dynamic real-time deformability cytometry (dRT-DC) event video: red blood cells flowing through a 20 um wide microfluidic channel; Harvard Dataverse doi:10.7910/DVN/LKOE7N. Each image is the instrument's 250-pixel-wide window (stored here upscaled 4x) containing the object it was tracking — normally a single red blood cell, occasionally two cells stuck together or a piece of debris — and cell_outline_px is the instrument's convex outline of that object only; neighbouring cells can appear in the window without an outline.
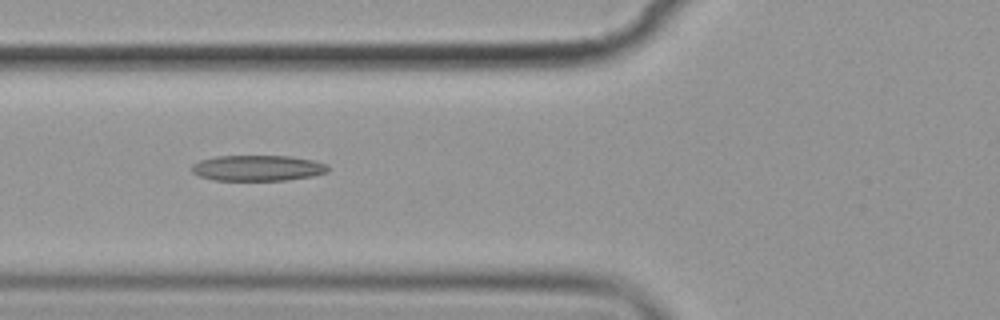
{"species": "common noctule bat (a hibernating species)", "species_latin": "Nyctalus noctula", "temperature_condition": "cold", "stored_images_in_passage": 9, "camera_frame_rate_fps": 3000, "um_per_image_px": 0.085, "animal": {"sex": "female", "body_mass_g": 19.9}, "frame": {"image": 1, "passage_image": 6, "time_ms": 6.0, "image_size_px": [1000, 320], "cell_outline_px": [[328, 172], [312, 176], [288, 180], [212, 180], [200, 176], [192, 172], [192, 164], [200, 160], [216, 156], [288, 156], [312, 160], [328, 164]], "centroid_in_image_um": [21.9, 14.28], "position_along_channel_um": 103.9, "area_um2": 20.4}}
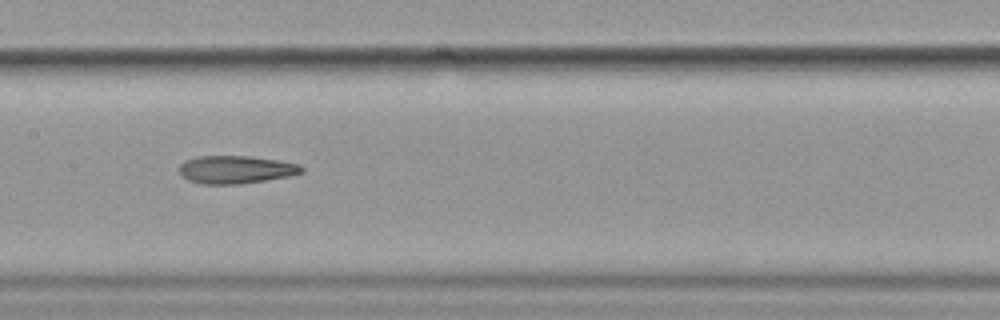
{"frame": {"image": 2, "passage_image": 8, "time_ms": 8.333, "image_size_px": [1000, 320], "cell_outline_px": [[304, 172], [292, 176], [240, 184], [200, 184], [188, 180], [180, 176], [180, 164], [184, 160], [200, 156], [248, 156], [280, 160], [300, 164], [304, 168]], "centroid_in_image_um": [20.07, 14.42], "position_along_channel_um": 187.3, "area_um2": 20.17}}
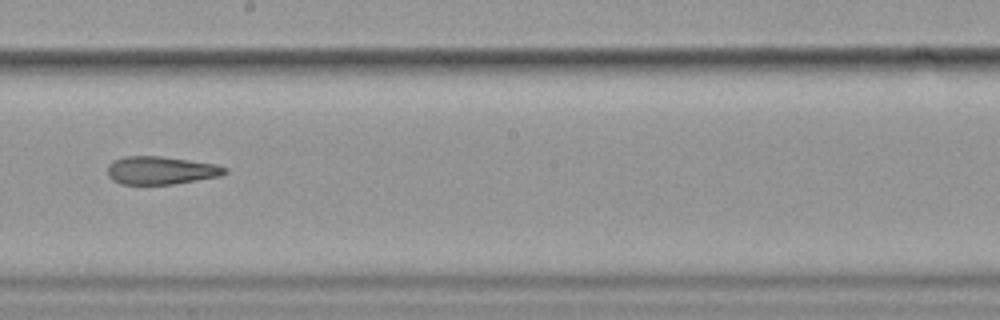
{"frame": {"image": 3, "passage_image": 9, "time_ms": 9.667, "image_size_px": [1000, 320], "cell_outline_px": [[228, 172], [220, 176], [172, 184], [120, 184], [112, 180], [108, 176], [108, 164], [112, 160], [124, 156], [160, 156], [216, 164], [228, 168]], "centroid_in_image_um": [13.65, 14.48], "position_along_channel_um": 234.5, "area_um2": 19.19}}